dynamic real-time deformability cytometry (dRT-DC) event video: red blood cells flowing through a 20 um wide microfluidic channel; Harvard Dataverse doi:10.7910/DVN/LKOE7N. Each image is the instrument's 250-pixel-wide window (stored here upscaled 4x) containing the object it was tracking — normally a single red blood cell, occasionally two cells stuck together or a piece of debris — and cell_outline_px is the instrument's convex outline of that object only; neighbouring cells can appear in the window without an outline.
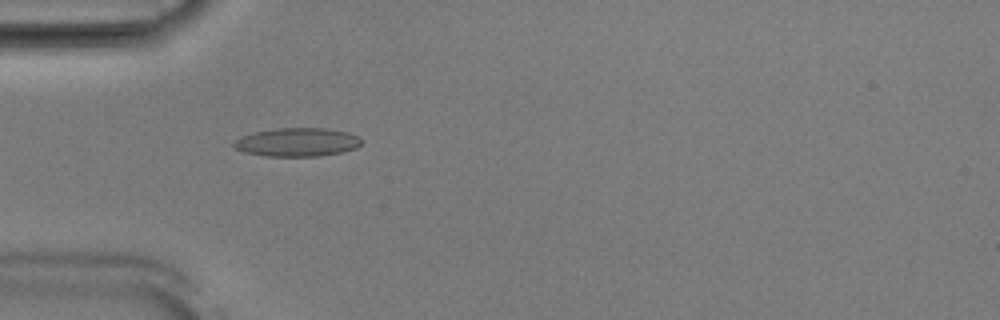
{"species": "Egyptian fruit bat (a non-hibernating species)", "species_latin": "Rousettus aegyptiacus", "temperature_condition": "room temperature", "stored_images_in_passage": 52, "camera_frame_rate_fps": 3000, "um_per_image_px": 0.085, "animal": {"sex": "male"}, "frame": {"image": 1, "passage_image": 16, "time_ms": 5.0, "image_size_px": [1000, 320], "cell_outline_px": [[364, 140], [356, 148], [340, 152], [320, 156], [264, 156], [244, 152], [236, 148], [232, 144], [236, 140], [244, 136], [256, 132], [276, 128], [324, 128], [348, 132], [360, 136]], "centroid_in_image_um": [25.31, 12.08], "position_along_channel_um": 59.7, "area_um2": 21.15}}
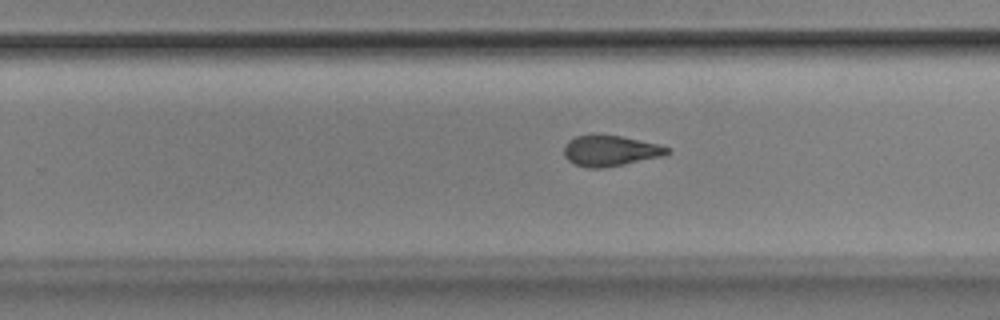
{"frame": {"image": 2, "passage_image": 33, "time_ms": 10.667, "image_size_px": [1000, 320], "cell_outline_px": [[672, 152], [664, 156], [604, 168], [588, 168], [576, 164], [568, 160], [564, 156], [564, 148], [568, 140], [576, 136], [620, 136], [656, 144], [672, 148]], "centroid_in_image_um": [51.91, 12.84], "position_along_channel_um": 277.9, "area_um2": 18.21}}
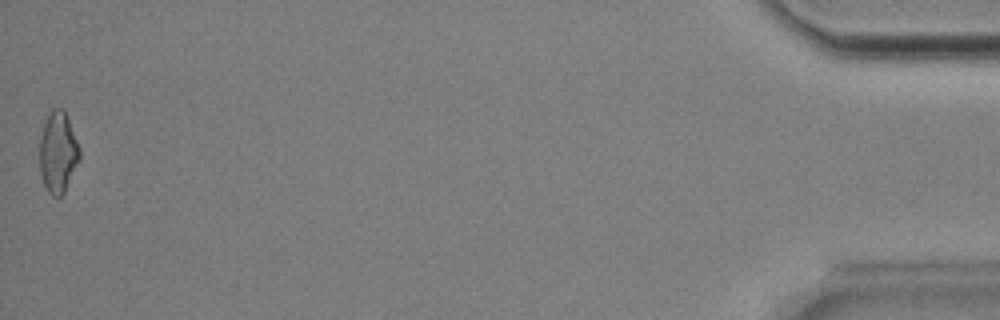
{"frame": {"image": 3, "passage_image": 52, "time_ms": 17.0, "image_size_px": [1000, 320], "cell_outline_px": [[80, 160], [64, 192], [60, 196], [52, 196], [48, 192], [44, 184], [40, 172], [40, 136], [44, 124], [52, 108], [64, 108], [80, 148]], "centroid_in_image_um": [4.94, 12.94], "position_along_channel_um": 430.3, "area_um2": 18.84}, "authors_computed_cell_mechanics": {"area_um2": 19.1607, "velocity_mm_per_s": 3.9063, "shape_relaxation_time_tau1_ms": 10.6436, "shape_relaxation_time_tau2_ms": 2.5543, "deformation_change_tau1": 0.2189, "deformation_change_tau2": 0.0853}}